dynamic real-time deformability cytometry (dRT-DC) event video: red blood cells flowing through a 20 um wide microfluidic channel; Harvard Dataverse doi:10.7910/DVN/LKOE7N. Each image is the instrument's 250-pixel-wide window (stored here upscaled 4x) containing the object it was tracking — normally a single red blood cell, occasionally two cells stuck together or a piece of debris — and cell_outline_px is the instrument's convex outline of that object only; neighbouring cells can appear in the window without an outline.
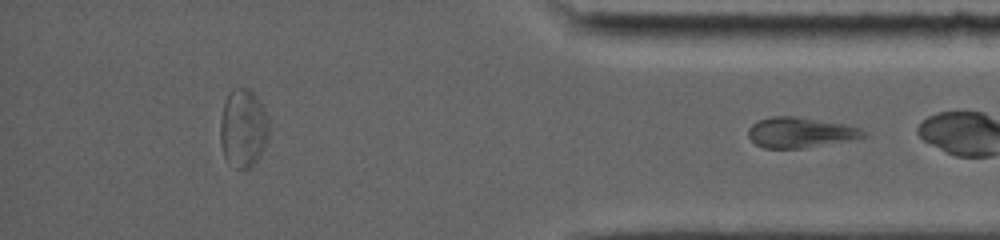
{"species": "common noctule bat (a hibernating species)", "species_latin": "Nyctalus noctula", "temperature_condition": "room temperature", "stored_images_in_passage": 23, "segment_of_instrument_passage": [2, 2], "camera_frame_rate_fps": 5000, "um_per_image_px": 0.085, "animal": {"sex": "female", "body_mass_g": 19.0, "forearm_length_mm": 56.7}, "frame": {"image": 1, "passage_image": 23, "time_ms": 12.6, "image_size_px": [1000, 240], "cell_outline_px": [[868, 136], [852, 140], [800, 148], [764, 148], [756, 144], [748, 136], [748, 128], [752, 124], [760, 120], [772, 116], [796, 116], [844, 124], [860, 128], [868, 132]], "centroid_in_image_um": [68.05, 11.26], "position_along_channel_um": 367.2, "area_um2": 20.35}}